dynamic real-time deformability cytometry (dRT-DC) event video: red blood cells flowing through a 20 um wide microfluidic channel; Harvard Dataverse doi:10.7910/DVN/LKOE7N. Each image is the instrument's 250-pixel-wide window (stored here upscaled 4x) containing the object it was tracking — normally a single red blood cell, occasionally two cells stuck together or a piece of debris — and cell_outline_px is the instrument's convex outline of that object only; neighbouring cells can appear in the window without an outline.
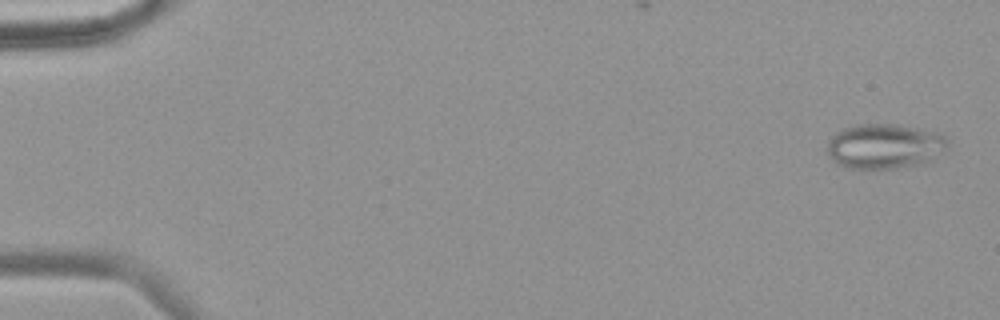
{"species": "common noctule bat (a hibernating species)", "species_latin": "Nyctalus noctula", "temperature_condition": "warm", "stored_images_in_passage": 57, "camera_frame_rate_fps": 3000, "um_per_image_px": 0.085, "animal": {"sex": "female", "body_mass_g": 18.4}, "frame": {"image": 1, "passage_image": 2, "time_ms": 0.333, "image_size_px": [1000, 320], "cell_outline_px": [[948, 152], [932, 160], [920, 164], [896, 168], [844, 168], [836, 164], [828, 156], [824, 148], [828, 140], [836, 132], [844, 128], [856, 124], [896, 124], [916, 128], [932, 132], [944, 136], [948, 140]], "centroid_in_image_um": [75.16, 12.44], "position_along_channel_um": 9.8, "area_um2": 32.08}}
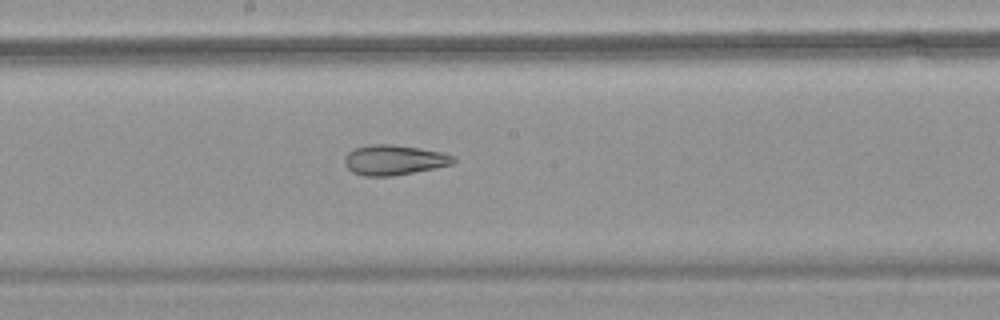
{"frame": {"image": 2, "passage_image": 32, "time_ms": 10.333, "image_size_px": [1000, 320], "cell_outline_px": [[456, 160], [452, 164], [392, 176], [364, 176], [352, 172], [344, 164], [344, 156], [348, 152], [356, 148], [372, 144], [392, 144], [444, 152], [456, 156]], "centroid_in_image_um": [33.48, 13.59], "position_along_channel_um": 214.7, "area_um2": 19.02}}
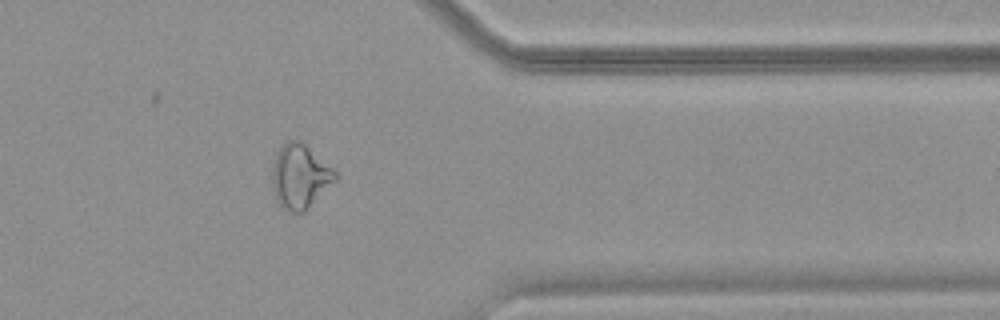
{"frame": {"image": 3, "passage_image": 47, "time_ms": 15.333, "image_size_px": [1000, 320], "cell_outline_px": [[340, 176], [304, 212], [292, 212], [284, 208], [276, 200], [272, 188], [272, 168], [276, 152], [280, 144], [288, 140], [300, 140], [332, 168]], "centroid_in_image_um": [25.47, 14.98], "position_along_channel_um": 385.9, "area_um2": 23.58}, "authors_computed_cell_mechanics": {"area_um2": 24.9118, "velocity_mm_per_s": 3.604, "shape_relaxation_time_tau1_ms": null, "shape_relaxation_time_tau2_ms": 2.5281, "deformation_change_tau1": null, "deformation_change_tau2": 0.1086}}